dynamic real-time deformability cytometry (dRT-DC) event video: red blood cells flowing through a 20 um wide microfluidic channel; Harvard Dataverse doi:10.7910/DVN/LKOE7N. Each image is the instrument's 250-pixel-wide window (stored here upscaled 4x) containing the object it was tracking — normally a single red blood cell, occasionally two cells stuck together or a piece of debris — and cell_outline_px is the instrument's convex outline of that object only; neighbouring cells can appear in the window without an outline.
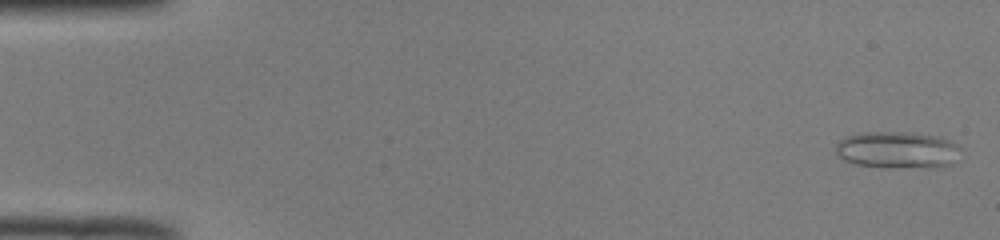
{"species": "common noctule bat (a hibernating species)", "species_latin": "Nyctalus noctula", "temperature_condition": "room temperature", "stored_images_in_passage": 51, "camera_frame_rate_fps": 3000, "um_per_image_px": 0.085, "animal": {"sex": "male", "body_mass_g": 19.0, "forearm_length_mm": 50.8}, "frame": {"image": 1, "passage_image": 2, "time_ms": 0.333, "image_size_px": [1000, 240], "cell_outline_px": [[960, 148], [952, 164], [932, 168], [884, 168], [856, 164], [844, 160], [836, 156], [836, 144], [844, 136], [856, 132], [908, 132], [932, 136], [948, 140], [956, 144]], "centroid_in_image_um": [76.2, 12.76], "position_along_channel_um": 8.8, "area_um2": 27.11}}
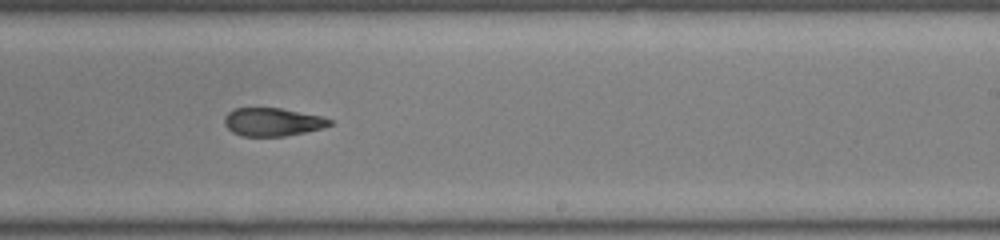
{"frame": {"image": 2, "passage_image": 32, "time_ms": 10.333, "image_size_px": [1000, 240], "cell_outline_px": [[332, 124], [324, 128], [284, 136], [244, 136], [232, 132], [224, 124], [224, 116], [228, 112], [236, 108], [280, 108], [320, 116], [332, 120]], "centroid_in_image_um": [23.15, 10.37], "position_along_channel_um": 265.8, "area_um2": 17.17}}
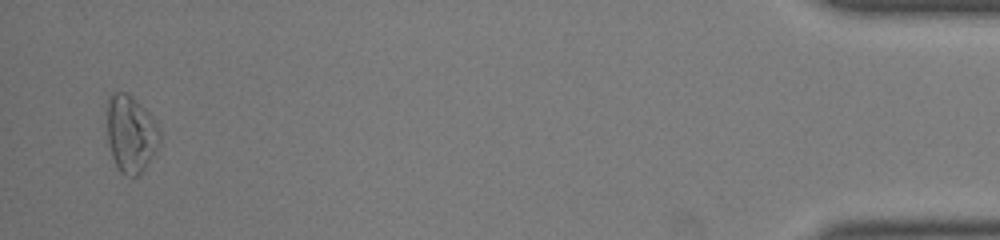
{"frame": {"image": 3, "passage_image": 50, "time_ms": 16.333, "image_size_px": [1000, 240], "cell_outline_px": [[160, 140], [156, 148], [144, 168], [136, 176], [124, 176], [120, 172], [112, 156], [108, 140], [104, 108], [108, 96], [112, 92], [124, 92], [132, 96], [148, 112], [160, 128]], "centroid_in_image_um": [11.06, 11.31], "position_along_channel_um": 424.1, "area_um2": 23.93}, "authors_computed_cell_mechanics": {"area_um2": 19.5364, "velocity_mm_per_s": 4.0055, "shape_relaxation_time_tau1_ms": null, "shape_relaxation_time_tau2_ms": 2.112, "deformation_change_tau1": null, "deformation_change_tau2": 0.0871}}